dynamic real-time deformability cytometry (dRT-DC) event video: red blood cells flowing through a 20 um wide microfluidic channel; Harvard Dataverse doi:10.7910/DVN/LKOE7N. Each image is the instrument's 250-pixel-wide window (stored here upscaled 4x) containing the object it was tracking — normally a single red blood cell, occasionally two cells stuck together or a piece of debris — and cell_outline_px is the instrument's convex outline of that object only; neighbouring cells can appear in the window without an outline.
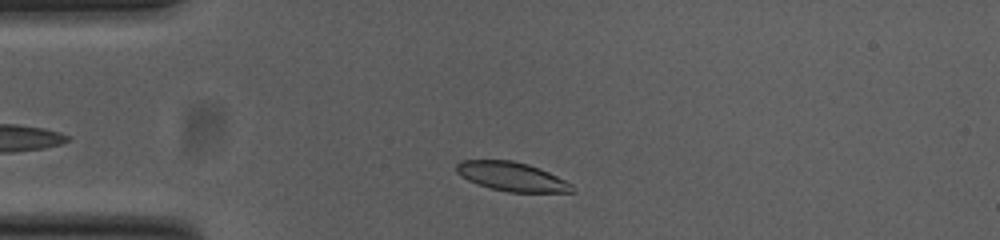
{"species": "common noctule bat (a hibernating species)", "species_latin": "Nyctalus noctula", "temperature_condition": "cold", "stored_images_in_passage": 41, "camera_frame_rate_fps": 3000, "um_per_image_px": 0.085, "animal": {"sex": "female", "body_mass_g": 23.0, "forearm_length_mm": 53.4}, "frame": {"image": 1, "passage_image": 4, "time_ms": 1.0, "image_size_px": [1000, 240], "cell_outline_px": [[576, 192], [508, 192], [488, 188], [476, 184], [460, 176], [456, 172], [456, 164], [460, 160], [512, 160], [528, 164], [540, 168], [572, 184]], "centroid_in_image_um": [43.47, 15.01], "position_along_channel_um": 41.5, "area_um2": 19.71}}
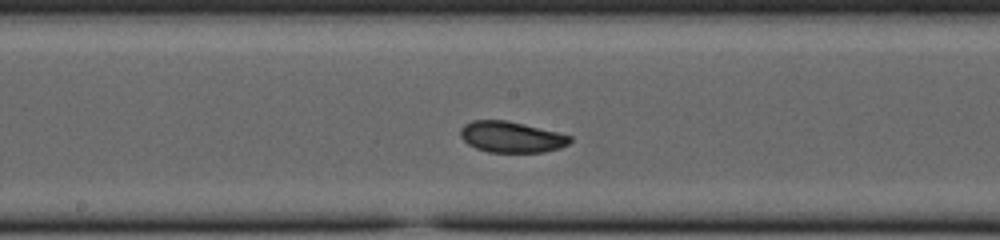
{"frame": {"image": 2, "passage_image": 19, "time_ms": 6.0, "image_size_px": [1000, 240], "cell_outline_px": [[572, 140], [568, 144], [560, 148], [544, 152], [488, 152], [476, 148], [468, 144], [460, 136], [460, 128], [464, 124], [472, 120], [504, 120], [524, 124], [572, 136]], "centroid_in_image_um": [43.45, 11.64], "position_along_channel_um": 204.8, "area_um2": 19.77}}
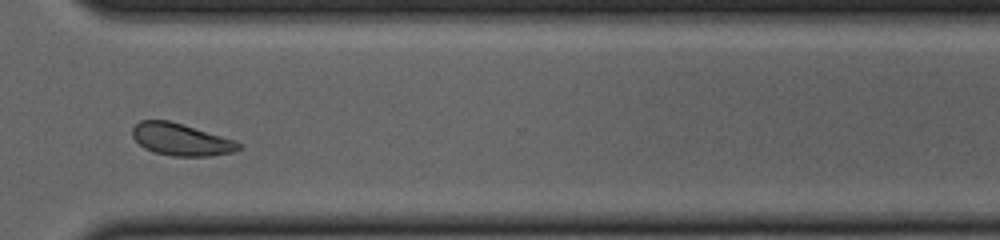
{"frame": {"image": 3, "passage_image": 31, "time_ms": 10.0, "image_size_px": [1000, 240], "cell_outline_px": [[244, 148], [232, 152], [208, 156], [172, 156], [156, 152], [144, 148], [132, 136], [132, 128], [140, 120], [168, 120], [236, 140]], "centroid_in_image_um": [15.4, 11.86], "position_along_channel_um": 355.2, "area_um2": 19.77}, "authors_computed_cell_mechanics": {"area_um2": 19.7676, "velocity_mm_per_s": 3.7542, "shape_relaxation_time_tau1_ms": 1.8855, "shape_relaxation_time_tau2_ms": 2.3275, "deformation_change_tau1": 0.0762, "deformation_change_tau2": 0.0483}}